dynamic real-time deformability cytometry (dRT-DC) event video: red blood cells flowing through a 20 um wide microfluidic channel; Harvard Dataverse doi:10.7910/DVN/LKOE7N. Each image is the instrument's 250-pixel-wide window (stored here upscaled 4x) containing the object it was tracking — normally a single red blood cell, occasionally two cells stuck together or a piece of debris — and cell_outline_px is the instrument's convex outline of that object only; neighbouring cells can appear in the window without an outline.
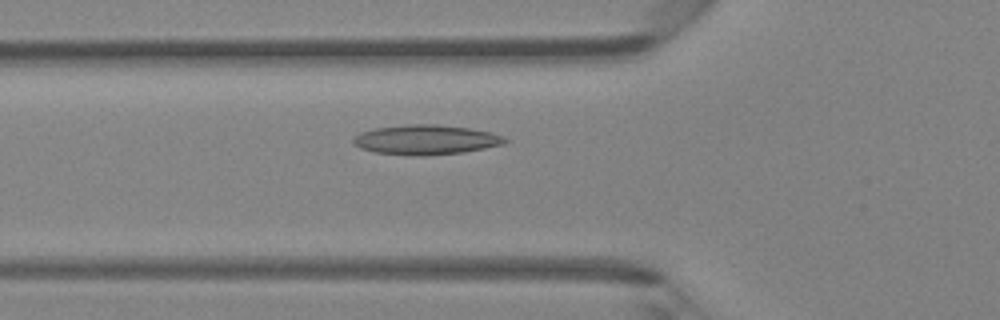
{"species": "Egyptian fruit bat (a non-hibernating species)", "species_latin": "Rousettus aegyptiacus", "temperature_condition": "room temperature", "stored_images_in_passage": 36, "camera_frame_rate_fps": 3000, "um_per_image_px": 0.085, "animal": {"sex": "female"}, "frame": {"image": 1, "passage_image": 5, "time_ms": 1.333, "image_size_px": [1000, 320], "cell_outline_px": [[508, 140], [504, 144], [484, 148], [460, 152], [424, 156], [408, 156], [376, 152], [360, 148], [352, 144], [352, 140], [360, 132], [376, 128], [404, 124], [436, 124], [468, 128], [488, 132], [500, 136]], "centroid_in_image_um": [36.13, 11.88], "position_along_channel_um": 89.7, "area_um2": 26.13}}
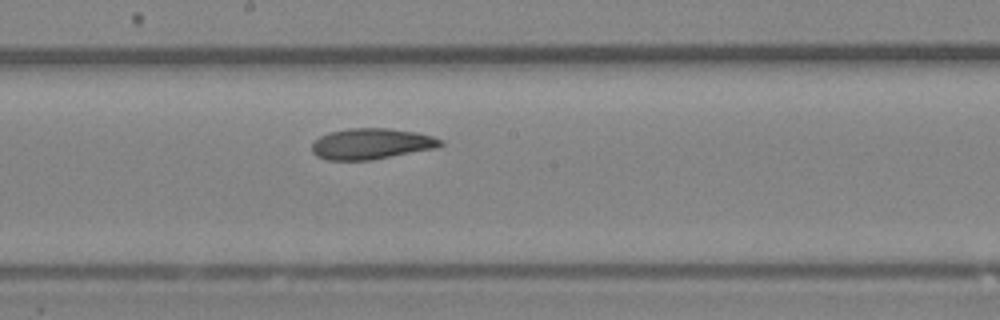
{"frame": {"image": 2, "passage_image": 14, "time_ms": 4.333, "image_size_px": [1000, 320], "cell_outline_px": [[444, 144], [436, 148], [372, 160], [324, 160], [316, 156], [312, 152], [312, 144], [320, 136], [328, 132], [348, 128], [388, 128], [416, 132], [432, 136], [444, 140]], "centroid_in_image_um": [31.56, 12.22], "position_along_channel_um": 216.6, "area_um2": 23.35}}
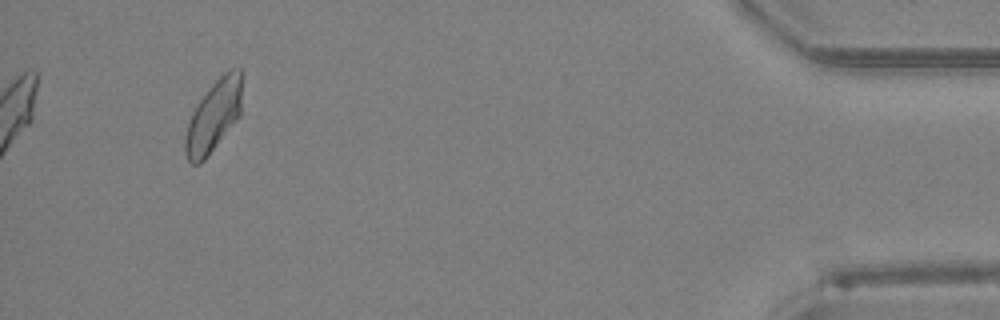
{"frame": {"image": 3, "passage_image": 33, "time_ms": 10.667, "image_size_px": [1000, 320], "cell_outline_px": [[244, 72], [240, 116], [208, 156], [200, 164], [192, 164], [188, 160], [184, 152], [184, 140], [188, 124], [192, 112], [200, 100], [212, 84], [224, 72], [232, 68], [240, 68]], "centroid_in_image_um": [18.2, 9.83], "position_along_channel_um": 417.0, "area_um2": 23.99}, "authors_computed_cell_mechanics": {"area_um2": 23.3223, "velocity_mm_per_s": 4.2567, "shape_relaxation_time_tau1_ms": 7.2801, "shape_relaxation_time_tau2_ms": 4.4497, "deformation_change_tau1": 0.1805, "deformation_change_tau2": 0.1146}}